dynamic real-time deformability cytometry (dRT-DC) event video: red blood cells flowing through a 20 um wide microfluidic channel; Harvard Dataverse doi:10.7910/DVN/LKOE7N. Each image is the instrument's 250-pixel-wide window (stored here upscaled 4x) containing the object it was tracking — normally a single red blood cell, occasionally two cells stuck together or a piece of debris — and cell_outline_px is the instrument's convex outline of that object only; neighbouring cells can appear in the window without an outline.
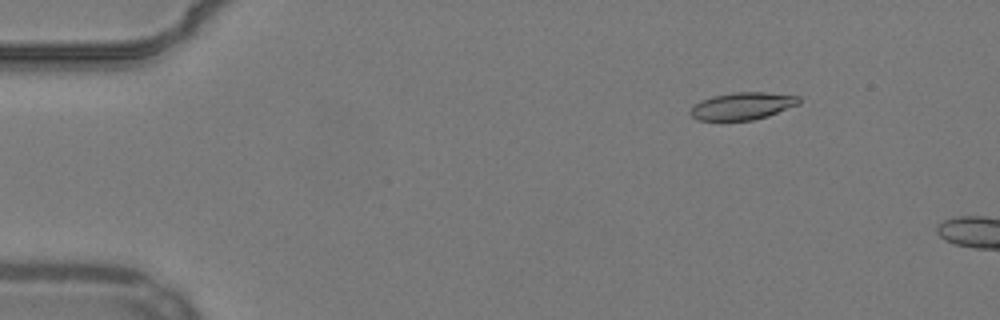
{"species": "common noctule bat (a hibernating species)", "species_latin": "Nyctalus noctula", "temperature_condition": "warm", "stored_images_in_passage": 9, "camera_frame_rate_fps": 3000, "um_per_image_px": 0.085, "animal": {"sex": "male", "body_mass_g": 19.2, "forearm_length_mm": 51.8}, "frame": {"image": 1, "passage_image": 6, "time_ms": 1.667, "image_size_px": [1000, 320], "cell_outline_px": [[800, 104], [768, 116], [752, 120], [696, 120], [688, 112], [700, 100], [712, 96], [732, 92], [764, 92], [800, 96]], "centroid_in_image_um": [63.11, 9.0], "position_along_channel_um": 21.9, "area_um2": 17.34}}